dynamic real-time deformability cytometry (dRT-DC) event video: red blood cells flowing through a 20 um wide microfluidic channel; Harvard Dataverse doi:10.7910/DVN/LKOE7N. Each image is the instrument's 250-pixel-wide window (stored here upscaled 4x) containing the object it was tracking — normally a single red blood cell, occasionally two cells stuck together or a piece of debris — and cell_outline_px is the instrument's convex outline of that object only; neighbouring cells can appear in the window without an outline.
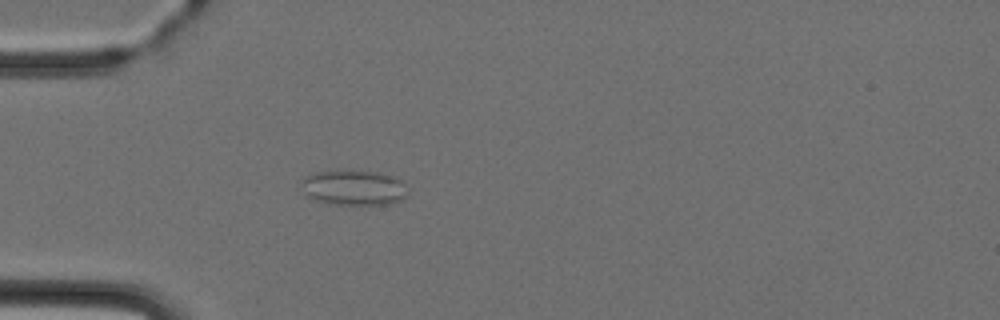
{"species": "Egyptian fruit bat (a non-hibernating species)", "species_latin": "Rousettus aegyptiacus", "temperature_condition": "cold", "stored_images_in_passage": 3, "camera_frame_rate_fps": 3000, "um_per_image_px": 0.085, "animal": {"sex": "female"}, "frame": {"image": 1, "passage_image": 3, "time_ms": 2.333, "image_size_px": [1000, 320], "cell_outline_px": [[408, 192], [400, 200], [388, 204], [332, 204], [316, 200], [308, 196], [304, 180], [304, 176], [316, 172], [380, 172], [400, 180]], "centroid_in_image_um": [30.12, 15.97], "position_along_channel_um": 54.9, "area_um2": 20.81}}